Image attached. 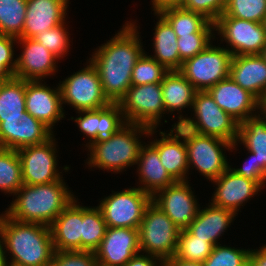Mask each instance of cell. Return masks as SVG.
<instances>
[{"instance_id": "1", "label": "cell", "mask_w": 266, "mask_h": 266, "mask_svg": "<svg viewBox=\"0 0 266 266\" xmlns=\"http://www.w3.org/2000/svg\"><path fill=\"white\" fill-rule=\"evenodd\" d=\"M138 34L135 22H127L89 58L97 68L103 92L111 103H119L132 85L133 68L144 53Z\"/></svg>"}, {"instance_id": "2", "label": "cell", "mask_w": 266, "mask_h": 266, "mask_svg": "<svg viewBox=\"0 0 266 266\" xmlns=\"http://www.w3.org/2000/svg\"><path fill=\"white\" fill-rule=\"evenodd\" d=\"M0 236L6 247V257L8 251L11 253V263L21 266H50L55 253L50 226L19 222L2 213Z\"/></svg>"}, {"instance_id": "3", "label": "cell", "mask_w": 266, "mask_h": 266, "mask_svg": "<svg viewBox=\"0 0 266 266\" xmlns=\"http://www.w3.org/2000/svg\"><path fill=\"white\" fill-rule=\"evenodd\" d=\"M64 179L41 185H22L5 213L19 222L50 226L62 211L76 199ZM18 195V196H17Z\"/></svg>"}, {"instance_id": "4", "label": "cell", "mask_w": 266, "mask_h": 266, "mask_svg": "<svg viewBox=\"0 0 266 266\" xmlns=\"http://www.w3.org/2000/svg\"><path fill=\"white\" fill-rule=\"evenodd\" d=\"M156 129L126 123L116 133L98 139L87 148L90 157L87 159L89 167H97L113 172H122L128 166L136 165L139 151L143 144L141 135L155 134ZM140 136V137H139Z\"/></svg>"}, {"instance_id": "5", "label": "cell", "mask_w": 266, "mask_h": 266, "mask_svg": "<svg viewBox=\"0 0 266 266\" xmlns=\"http://www.w3.org/2000/svg\"><path fill=\"white\" fill-rule=\"evenodd\" d=\"M192 109L195 117L191 119L180 114L172 128L181 124L200 135L217 137L232 144L237 141L239 123L215 103L208 91L196 92Z\"/></svg>"}, {"instance_id": "6", "label": "cell", "mask_w": 266, "mask_h": 266, "mask_svg": "<svg viewBox=\"0 0 266 266\" xmlns=\"http://www.w3.org/2000/svg\"><path fill=\"white\" fill-rule=\"evenodd\" d=\"M185 140L188 156V168H196L209 181L220 177L229 167L227 156L223 150L228 151L236 149L237 141L233 144L223 139L200 135L184 126L176 125L174 127ZM223 148V149H222Z\"/></svg>"}, {"instance_id": "7", "label": "cell", "mask_w": 266, "mask_h": 266, "mask_svg": "<svg viewBox=\"0 0 266 266\" xmlns=\"http://www.w3.org/2000/svg\"><path fill=\"white\" fill-rule=\"evenodd\" d=\"M180 231L151 201L138 228L140 252L143 251L166 262L176 253Z\"/></svg>"}, {"instance_id": "8", "label": "cell", "mask_w": 266, "mask_h": 266, "mask_svg": "<svg viewBox=\"0 0 266 266\" xmlns=\"http://www.w3.org/2000/svg\"><path fill=\"white\" fill-rule=\"evenodd\" d=\"M210 43L202 52L185 60L179 72L197 91H208L219 81L229 77L232 53Z\"/></svg>"}, {"instance_id": "9", "label": "cell", "mask_w": 266, "mask_h": 266, "mask_svg": "<svg viewBox=\"0 0 266 266\" xmlns=\"http://www.w3.org/2000/svg\"><path fill=\"white\" fill-rule=\"evenodd\" d=\"M119 105L126 123L156 129L165 114L161 83L131 85Z\"/></svg>"}, {"instance_id": "10", "label": "cell", "mask_w": 266, "mask_h": 266, "mask_svg": "<svg viewBox=\"0 0 266 266\" xmlns=\"http://www.w3.org/2000/svg\"><path fill=\"white\" fill-rule=\"evenodd\" d=\"M152 196L140 188H128L105 197L98 206L107 227L138 229Z\"/></svg>"}, {"instance_id": "11", "label": "cell", "mask_w": 266, "mask_h": 266, "mask_svg": "<svg viewBox=\"0 0 266 266\" xmlns=\"http://www.w3.org/2000/svg\"><path fill=\"white\" fill-rule=\"evenodd\" d=\"M88 62L86 67L60 82L62 105L68 103L81 111L101 109L111 103L103 92L97 68Z\"/></svg>"}, {"instance_id": "12", "label": "cell", "mask_w": 266, "mask_h": 266, "mask_svg": "<svg viewBox=\"0 0 266 266\" xmlns=\"http://www.w3.org/2000/svg\"><path fill=\"white\" fill-rule=\"evenodd\" d=\"M55 137L44 143L30 145L17 150L21 162L24 185H41L60 180L62 175L57 170Z\"/></svg>"}, {"instance_id": "13", "label": "cell", "mask_w": 266, "mask_h": 266, "mask_svg": "<svg viewBox=\"0 0 266 266\" xmlns=\"http://www.w3.org/2000/svg\"><path fill=\"white\" fill-rule=\"evenodd\" d=\"M222 39L231 46L228 50L233 56L260 54L266 44L264 23L241 20L229 16H220L214 23Z\"/></svg>"}, {"instance_id": "14", "label": "cell", "mask_w": 266, "mask_h": 266, "mask_svg": "<svg viewBox=\"0 0 266 266\" xmlns=\"http://www.w3.org/2000/svg\"><path fill=\"white\" fill-rule=\"evenodd\" d=\"M25 85L16 77L0 83V148L15 150V128L26 112Z\"/></svg>"}, {"instance_id": "15", "label": "cell", "mask_w": 266, "mask_h": 266, "mask_svg": "<svg viewBox=\"0 0 266 266\" xmlns=\"http://www.w3.org/2000/svg\"><path fill=\"white\" fill-rule=\"evenodd\" d=\"M186 181H175L170 186L157 191L152 202L158 206L180 229H186L195 219L200 206Z\"/></svg>"}, {"instance_id": "16", "label": "cell", "mask_w": 266, "mask_h": 266, "mask_svg": "<svg viewBox=\"0 0 266 266\" xmlns=\"http://www.w3.org/2000/svg\"><path fill=\"white\" fill-rule=\"evenodd\" d=\"M97 263L104 266H125L140 253L138 229L107 227L99 247L94 251Z\"/></svg>"}, {"instance_id": "17", "label": "cell", "mask_w": 266, "mask_h": 266, "mask_svg": "<svg viewBox=\"0 0 266 266\" xmlns=\"http://www.w3.org/2000/svg\"><path fill=\"white\" fill-rule=\"evenodd\" d=\"M26 112L42 121L51 130L55 123L64 118L62 98L59 85L51 89L41 80H26Z\"/></svg>"}, {"instance_id": "18", "label": "cell", "mask_w": 266, "mask_h": 266, "mask_svg": "<svg viewBox=\"0 0 266 266\" xmlns=\"http://www.w3.org/2000/svg\"><path fill=\"white\" fill-rule=\"evenodd\" d=\"M208 92L215 103L239 124L258 115L259 100L230 77L219 81Z\"/></svg>"}, {"instance_id": "19", "label": "cell", "mask_w": 266, "mask_h": 266, "mask_svg": "<svg viewBox=\"0 0 266 266\" xmlns=\"http://www.w3.org/2000/svg\"><path fill=\"white\" fill-rule=\"evenodd\" d=\"M24 48L16 58L14 77L24 80H42L55 74L58 58L33 38H17Z\"/></svg>"}, {"instance_id": "20", "label": "cell", "mask_w": 266, "mask_h": 266, "mask_svg": "<svg viewBox=\"0 0 266 266\" xmlns=\"http://www.w3.org/2000/svg\"><path fill=\"white\" fill-rule=\"evenodd\" d=\"M213 183H216L217 187L212 196V204L232 210L237 215L240 206L262 189L255 181L238 175L231 166L220 177L213 180Z\"/></svg>"}, {"instance_id": "21", "label": "cell", "mask_w": 266, "mask_h": 266, "mask_svg": "<svg viewBox=\"0 0 266 266\" xmlns=\"http://www.w3.org/2000/svg\"><path fill=\"white\" fill-rule=\"evenodd\" d=\"M76 112L80 114L74 120L79 126V131L90 138L87 147L98 139L116 133L126 124L119 103H110L101 109Z\"/></svg>"}, {"instance_id": "22", "label": "cell", "mask_w": 266, "mask_h": 266, "mask_svg": "<svg viewBox=\"0 0 266 266\" xmlns=\"http://www.w3.org/2000/svg\"><path fill=\"white\" fill-rule=\"evenodd\" d=\"M69 0H27L26 18L19 38H33L65 22Z\"/></svg>"}, {"instance_id": "23", "label": "cell", "mask_w": 266, "mask_h": 266, "mask_svg": "<svg viewBox=\"0 0 266 266\" xmlns=\"http://www.w3.org/2000/svg\"><path fill=\"white\" fill-rule=\"evenodd\" d=\"M160 136L150 144L158 151L162 165L175 181H186L190 169L184 137L175 128L168 134L160 131Z\"/></svg>"}, {"instance_id": "24", "label": "cell", "mask_w": 266, "mask_h": 266, "mask_svg": "<svg viewBox=\"0 0 266 266\" xmlns=\"http://www.w3.org/2000/svg\"><path fill=\"white\" fill-rule=\"evenodd\" d=\"M229 77L258 100L266 94V61L259 54L233 56Z\"/></svg>"}, {"instance_id": "25", "label": "cell", "mask_w": 266, "mask_h": 266, "mask_svg": "<svg viewBox=\"0 0 266 266\" xmlns=\"http://www.w3.org/2000/svg\"><path fill=\"white\" fill-rule=\"evenodd\" d=\"M57 251L81 250L82 206L74 199L50 225Z\"/></svg>"}, {"instance_id": "26", "label": "cell", "mask_w": 266, "mask_h": 266, "mask_svg": "<svg viewBox=\"0 0 266 266\" xmlns=\"http://www.w3.org/2000/svg\"><path fill=\"white\" fill-rule=\"evenodd\" d=\"M137 164L139 182L143 185L138 188L151 196L175 182L162 165L158 151L151 144L141 146Z\"/></svg>"}, {"instance_id": "27", "label": "cell", "mask_w": 266, "mask_h": 266, "mask_svg": "<svg viewBox=\"0 0 266 266\" xmlns=\"http://www.w3.org/2000/svg\"><path fill=\"white\" fill-rule=\"evenodd\" d=\"M199 209L197 216L187 229L196 237L206 239L213 246L218 245V238L233 222L236 213L213 205Z\"/></svg>"}, {"instance_id": "28", "label": "cell", "mask_w": 266, "mask_h": 266, "mask_svg": "<svg viewBox=\"0 0 266 266\" xmlns=\"http://www.w3.org/2000/svg\"><path fill=\"white\" fill-rule=\"evenodd\" d=\"M157 15L158 22L154 28V54L151 56L157 62L162 64L169 71H179L183 61L180 59L177 35L169 22L160 14Z\"/></svg>"}, {"instance_id": "29", "label": "cell", "mask_w": 266, "mask_h": 266, "mask_svg": "<svg viewBox=\"0 0 266 266\" xmlns=\"http://www.w3.org/2000/svg\"><path fill=\"white\" fill-rule=\"evenodd\" d=\"M161 88L165 112H181L188 106L192 108L197 90L179 71H169L161 82Z\"/></svg>"}, {"instance_id": "30", "label": "cell", "mask_w": 266, "mask_h": 266, "mask_svg": "<svg viewBox=\"0 0 266 266\" xmlns=\"http://www.w3.org/2000/svg\"><path fill=\"white\" fill-rule=\"evenodd\" d=\"M172 26L177 37L193 33H213L214 23L203 15L188 11L180 6L168 7L159 12Z\"/></svg>"}, {"instance_id": "31", "label": "cell", "mask_w": 266, "mask_h": 266, "mask_svg": "<svg viewBox=\"0 0 266 266\" xmlns=\"http://www.w3.org/2000/svg\"><path fill=\"white\" fill-rule=\"evenodd\" d=\"M237 142L254 152L259 165L266 171V120L259 113L238 125Z\"/></svg>"}, {"instance_id": "32", "label": "cell", "mask_w": 266, "mask_h": 266, "mask_svg": "<svg viewBox=\"0 0 266 266\" xmlns=\"http://www.w3.org/2000/svg\"><path fill=\"white\" fill-rule=\"evenodd\" d=\"M107 229L100 208L82 206L81 250L95 251Z\"/></svg>"}, {"instance_id": "33", "label": "cell", "mask_w": 266, "mask_h": 266, "mask_svg": "<svg viewBox=\"0 0 266 266\" xmlns=\"http://www.w3.org/2000/svg\"><path fill=\"white\" fill-rule=\"evenodd\" d=\"M53 136V131L28 112L20 118L15 128V150L44 143Z\"/></svg>"}, {"instance_id": "34", "label": "cell", "mask_w": 266, "mask_h": 266, "mask_svg": "<svg viewBox=\"0 0 266 266\" xmlns=\"http://www.w3.org/2000/svg\"><path fill=\"white\" fill-rule=\"evenodd\" d=\"M26 11L27 0H0V34L19 38Z\"/></svg>"}, {"instance_id": "35", "label": "cell", "mask_w": 266, "mask_h": 266, "mask_svg": "<svg viewBox=\"0 0 266 266\" xmlns=\"http://www.w3.org/2000/svg\"><path fill=\"white\" fill-rule=\"evenodd\" d=\"M22 185L21 162L17 150L0 148V190L15 195Z\"/></svg>"}, {"instance_id": "36", "label": "cell", "mask_w": 266, "mask_h": 266, "mask_svg": "<svg viewBox=\"0 0 266 266\" xmlns=\"http://www.w3.org/2000/svg\"><path fill=\"white\" fill-rule=\"evenodd\" d=\"M214 246L194 236L187 228L179 233L175 257L186 261H195L203 263L212 253Z\"/></svg>"}, {"instance_id": "37", "label": "cell", "mask_w": 266, "mask_h": 266, "mask_svg": "<svg viewBox=\"0 0 266 266\" xmlns=\"http://www.w3.org/2000/svg\"><path fill=\"white\" fill-rule=\"evenodd\" d=\"M221 16L264 23L266 0H227L226 9Z\"/></svg>"}, {"instance_id": "38", "label": "cell", "mask_w": 266, "mask_h": 266, "mask_svg": "<svg viewBox=\"0 0 266 266\" xmlns=\"http://www.w3.org/2000/svg\"><path fill=\"white\" fill-rule=\"evenodd\" d=\"M168 72L169 70L162 64L144 52L133 68L131 83L132 85L161 83Z\"/></svg>"}, {"instance_id": "39", "label": "cell", "mask_w": 266, "mask_h": 266, "mask_svg": "<svg viewBox=\"0 0 266 266\" xmlns=\"http://www.w3.org/2000/svg\"><path fill=\"white\" fill-rule=\"evenodd\" d=\"M250 249L214 246L212 253L203 262V266H248Z\"/></svg>"}, {"instance_id": "40", "label": "cell", "mask_w": 266, "mask_h": 266, "mask_svg": "<svg viewBox=\"0 0 266 266\" xmlns=\"http://www.w3.org/2000/svg\"><path fill=\"white\" fill-rule=\"evenodd\" d=\"M62 23L55 28L47 29L40 34H37L33 39L39 42L41 45L46 47L52 54H54L58 59L63 58L69 50V33L65 25Z\"/></svg>"}, {"instance_id": "41", "label": "cell", "mask_w": 266, "mask_h": 266, "mask_svg": "<svg viewBox=\"0 0 266 266\" xmlns=\"http://www.w3.org/2000/svg\"><path fill=\"white\" fill-rule=\"evenodd\" d=\"M213 33H193L177 38L180 59L185 60L202 52L211 42Z\"/></svg>"}, {"instance_id": "42", "label": "cell", "mask_w": 266, "mask_h": 266, "mask_svg": "<svg viewBox=\"0 0 266 266\" xmlns=\"http://www.w3.org/2000/svg\"><path fill=\"white\" fill-rule=\"evenodd\" d=\"M227 0H183L180 7L203 15L210 22L215 23L224 13Z\"/></svg>"}, {"instance_id": "43", "label": "cell", "mask_w": 266, "mask_h": 266, "mask_svg": "<svg viewBox=\"0 0 266 266\" xmlns=\"http://www.w3.org/2000/svg\"><path fill=\"white\" fill-rule=\"evenodd\" d=\"M97 263L94 251L73 250L57 251L55 250L53 260L50 266H95Z\"/></svg>"}, {"instance_id": "44", "label": "cell", "mask_w": 266, "mask_h": 266, "mask_svg": "<svg viewBox=\"0 0 266 266\" xmlns=\"http://www.w3.org/2000/svg\"><path fill=\"white\" fill-rule=\"evenodd\" d=\"M248 153H250V159H247L240 168H232V170L244 178L255 181L263 188L266 184V171L259 165L254 152L248 151Z\"/></svg>"}, {"instance_id": "45", "label": "cell", "mask_w": 266, "mask_h": 266, "mask_svg": "<svg viewBox=\"0 0 266 266\" xmlns=\"http://www.w3.org/2000/svg\"><path fill=\"white\" fill-rule=\"evenodd\" d=\"M17 43V38L9 35L0 34V60H3V65L14 75L16 68V59L14 58V46Z\"/></svg>"}, {"instance_id": "46", "label": "cell", "mask_w": 266, "mask_h": 266, "mask_svg": "<svg viewBox=\"0 0 266 266\" xmlns=\"http://www.w3.org/2000/svg\"><path fill=\"white\" fill-rule=\"evenodd\" d=\"M143 254V255H142ZM158 260V261H157ZM160 262V263H157ZM125 266H165V262L158 257L144 253L134 255Z\"/></svg>"}, {"instance_id": "47", "label": "cell", "mask_w": 266, "mask_h": 266, "mask_svg": "<svg viewBox=\"0 0 266 266\" xmlns=\"http://www.w3.org/2000/svg\"><path fill=\"white\" fill-rule=\"evenodd\" d=\"M248 266H266V245L259 250H250Z\"/></svg>"}, {"instance_id": "48", "label": "cell", "mask_w": 266, "mask_h": 266, "mask_svg": "<svg viewBox=\"0 0 266 266\" xmlns=\"http://www.w3.org/2000/svg\"><path fill=\"white\" fill-rule=\"evenodd\" d=\"M152 9L155 13H159L162 9L168 7L180 6L183 0H151Z\"/></svg>"}, {"instance_id": "49", "label": "cell", "mask_w": 266, "mask_h": 266, "mask_svg": "<svg viewBox=\"0 0 266 266\" xmlns=\"http://www.w3.org/2000/svg\"><path fill=\"white\" fill-rule=\"evenodd\" d=\"M165 266H203V263L195 261H186L173 256L165 262Z\"/></svg>"}, {"instance_id": "50", "label": "cell", "mask_w": 266, "mask_h": 266, "mask_svg": "<svg viewBox=\"0 0 266 266\" xmlns=\"http://www.w3.org/2000/svg\"><path fill=\"white\" fill-rule=\"evenodd\" d=\"M14 75L3 65V60H0V83L10 80Z\"/></svg>"}, {"instance_id": "51", "label": "cell", "mask_w": 266, "mask_h": 266, "mask_svg": "<svg viewBox=\"0 0 266 266\" xmlns=\"http://www.w3.org/2000/svg\"><path fill=\"white\" fill-rule=\"evenodd\" d=\"M261 116L266 120V94L259 100V111Z\"/></svg>"}, {"instance_id": "52", "label": "cell", "mask_w": 266, "mask_h": 266, "mask_svg": "<svg viewBox=\"0 0 266 266\" xmlns=\"http://www.w3.org/2000/svg\"><path fill=\"white\" fill-rule=\"evenodd\" d=\"M3 241H2V238L0 236V266H4L6 261H7V258L5 256V249L3 247Z\"/></svg>"}, {"instance_id": "53", "label": "cell", "mask_w": 266, "mask_h": 266, "mask_svg": "<svg viewBox=\"0 0 266 266\" xmlns=\"http://www.w3.org/2000/svg\"><path fill=\"white\" fill-rule=\"evenodd\" d=\"M259 55L266 61V44L262 48L261 53Z\"/></svg>"}, {"instance_id": "54", "label": "cell", "mask_w": 266, "mask_h": 266, "mask_svg": "<svg viewBox=\"0 0 266 266\" xmlns=\"http://www.w3.org/2000/svg\"><path fill=\"white\" fill-rule=\"evenodd\" d=\"M9 261H6L5 265L4 266H21V265H17V264H14V263H9Z\"/></svg>"}, {"instance_id": "55", "label": "cell", "mask_w": 266, "mask_h": 266, "mask_svg": "<svg viewBox=\"0 0 266 266\" xmlns=\"http://www.w3.org/2000/svg\"><path fill=\"white\" fill-rule=\"evenodd\" d=\"M95 266H104V265H101V264H99V263H96V265Z\"/></svg>"}]
</instances>
